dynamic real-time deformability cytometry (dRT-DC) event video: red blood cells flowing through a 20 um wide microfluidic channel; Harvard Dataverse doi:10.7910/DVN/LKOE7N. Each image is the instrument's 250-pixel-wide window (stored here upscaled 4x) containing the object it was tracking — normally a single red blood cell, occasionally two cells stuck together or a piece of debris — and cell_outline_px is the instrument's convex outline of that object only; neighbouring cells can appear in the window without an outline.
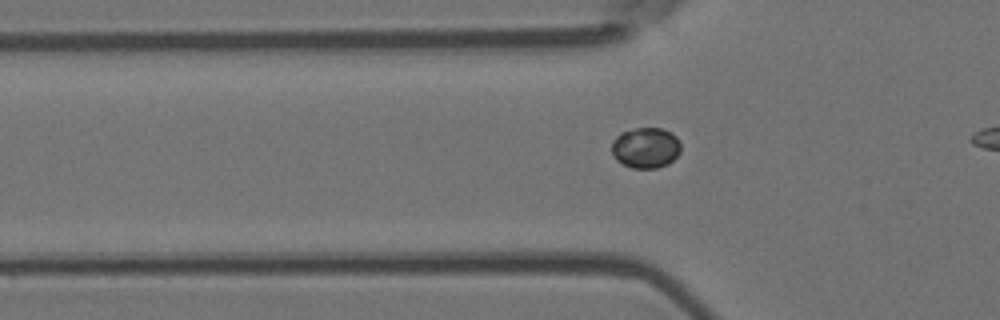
{"species": "Egyptian fruit bat (a non-hibernating species)", "species_latin": "Rousettus aegyptiacus", "temperature_condition": "room temperature", "stored_images_in_passage": 38, "camera_frame_rate_fps": 3000, "um_per_image_px": 0.085, "animal": {"sex": "female"}, "frame": {"image": 1, "passage_image": 11, "time_ms": 3.333, "image_size_px": [1000, 320], "cell_outline_px": [[680, 152], [668, 164], [656, 168], [632, 168], [616, 160], [612, 156], [612, 140], [620, 132], [636, 128], [664, 128], [672, 132], [676, 136], [680, 144]], "centroid_in_image_um": [54.87, 12.55], "position_along_channel_um": 70.9, "area_um2": 16.53}}
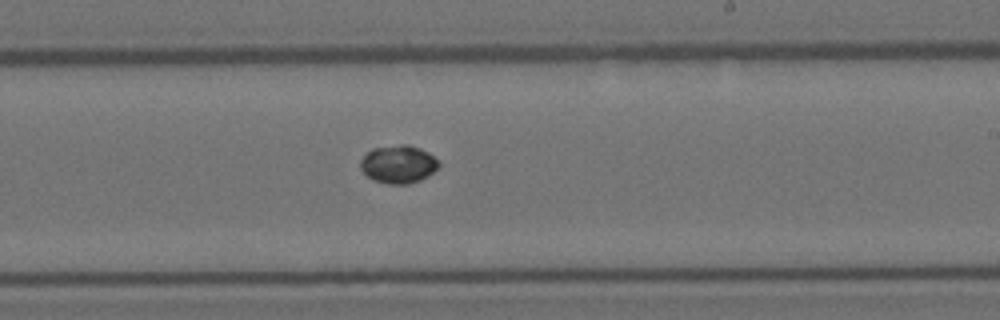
{"frame": {"image": 2, "passage_image": 26, "time_ms": 8.333, "image_size_px": [1000, 320], "cell_outline_px": [[440, 164], [428, 176], [420, 180], [408, 184], [388, 184], [372, 180], [360, 168], [360, 160], [372, 148], [400, 144], [408, 144], [420, 148], [428, 152]], "centroid_in_image_um": [33.84, 13.96], "position_along_channel_um": 255.2, "area_um2": 17.28}}
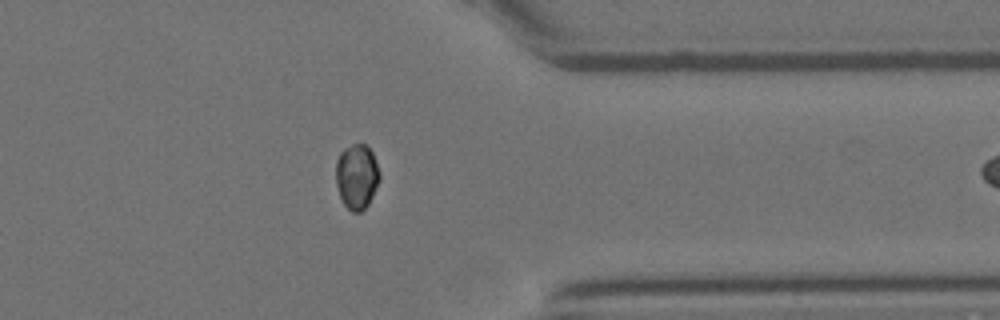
{"frame": {"image": 3, "passage_image": 37, "time_ms": 12.0, "image_size_px": [1000, 320], "cell_outline_px": [[380, 180], [368, 204], [360, 212], [352, 212], [344, 204], [340, 196], [336, 184], [336, 160], [340, 152], [344, 148], [352, 144], [364, 144], [372, 152], [376, 160], [380, 172]], "centroid_in_image_um": [30.33, 14.99], "position_along_channel_um": 381.1, "area_um2": 16.59}}